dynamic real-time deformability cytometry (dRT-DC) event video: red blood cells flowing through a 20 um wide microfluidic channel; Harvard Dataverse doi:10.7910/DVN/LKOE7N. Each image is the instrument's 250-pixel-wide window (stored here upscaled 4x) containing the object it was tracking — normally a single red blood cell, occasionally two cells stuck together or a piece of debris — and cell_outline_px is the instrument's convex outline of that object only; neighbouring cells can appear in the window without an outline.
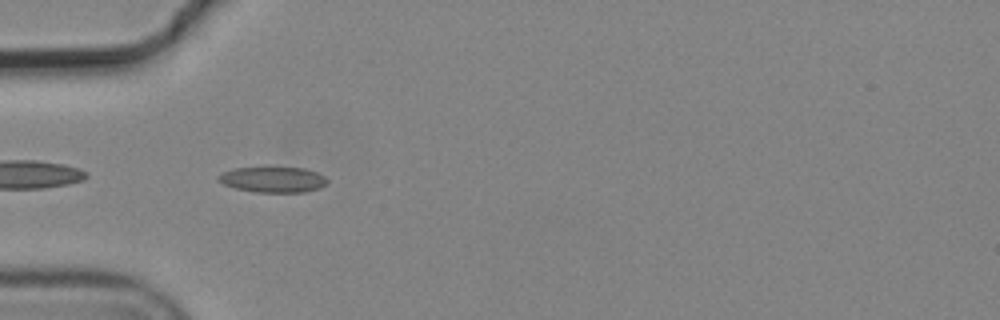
{"species": "common noctule bat (a hibernating species)", "species_latin": "Nyctalus noctula", "temperature_condition": "cold", "stored_images_in_passage": 6, "segment_of_instrument_passage": [2, 2], "camera_frame_rate_fps": 3000, "um_per_image_px": 0.085, "animal": {"sex": "male", "body_mass_g": 19.2, "forearm_length_mm": 51.8}, "frame": {"image": 1, "passage_image": 5, "time_ms": 1.333, "image_size_px": [1000, 320], "cell_outline_px": [[328, 180], [320, 188], [304, 192], [256, 192], [236, 188], [224, 184], [216, 180], [216, 176], [232, 168], [264, 164], [304, 168], [316, 172], [324, 176]], "centroid_in_image_um": [23.15, 15.2], "position_along_channel_um": 61.9, "area_um2": 17.11}}